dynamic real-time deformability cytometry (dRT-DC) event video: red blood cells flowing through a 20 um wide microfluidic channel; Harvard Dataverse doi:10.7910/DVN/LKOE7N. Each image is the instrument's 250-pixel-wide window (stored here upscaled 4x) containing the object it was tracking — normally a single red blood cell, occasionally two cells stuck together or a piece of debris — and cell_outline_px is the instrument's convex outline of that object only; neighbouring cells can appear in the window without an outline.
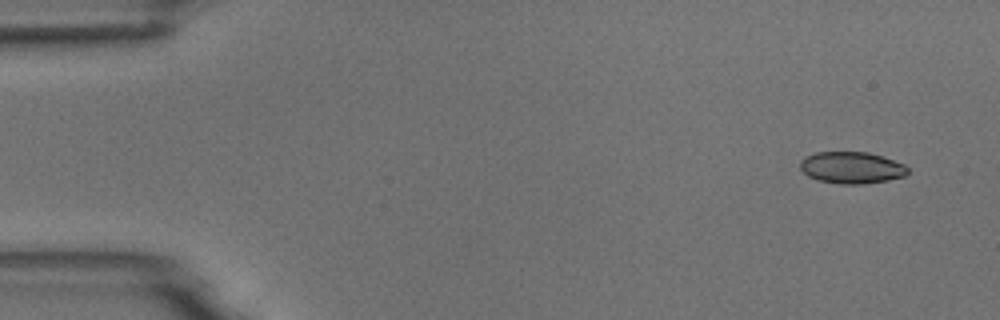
{"species": "common noctule bat (a hibernating species)", "species_latin": "Nyctalus noctula", "temperature_condition": "room temperature", "stored_images_in_passage": 5, "camera_frame_rate_fps": 3000, "um_per_image_px": 0.085, "animal": {"sex": "male", "body_mass_g": 18.8}, "frame": {"image": 1, "passage_image": 1, "time_ms": 0.0, "image_size_px": [1000, 320], "cell_outline_px": [[908, 172], [904, 176], [888, 180], [864, 184], [840, 184], [816, 180], [808, 176], [800, 168], [800, 160], [816, 152], [868, 152], [904, 164], [908, 168]], "centroid_in_image_um": [72.37, 14.26], "position_along_channel_um": 12.6, "area_um2": 19.83}}
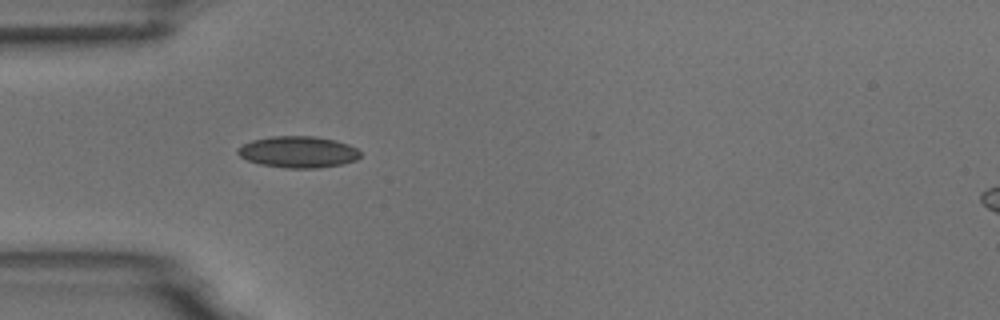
{"frame": {"image": 2, "passage_image": 4, "time_ms": 4.333, "image_size_px": [1000, 320], "cell_outline_px": [[360, 156], [356, 160], [340, 164], [320, 168], [284, 168], [260, 164], [248, 160], [240, 156], [236, 152], [236, 148], [252, 140], [272, 136], [316, 136], [336, 140], [348, 144], [356, 148], [360, 152]], "centroid_in_image_um": [25.33, 12.91], "position_along_channel_um": 59.7, "area_um2": 22.54}}